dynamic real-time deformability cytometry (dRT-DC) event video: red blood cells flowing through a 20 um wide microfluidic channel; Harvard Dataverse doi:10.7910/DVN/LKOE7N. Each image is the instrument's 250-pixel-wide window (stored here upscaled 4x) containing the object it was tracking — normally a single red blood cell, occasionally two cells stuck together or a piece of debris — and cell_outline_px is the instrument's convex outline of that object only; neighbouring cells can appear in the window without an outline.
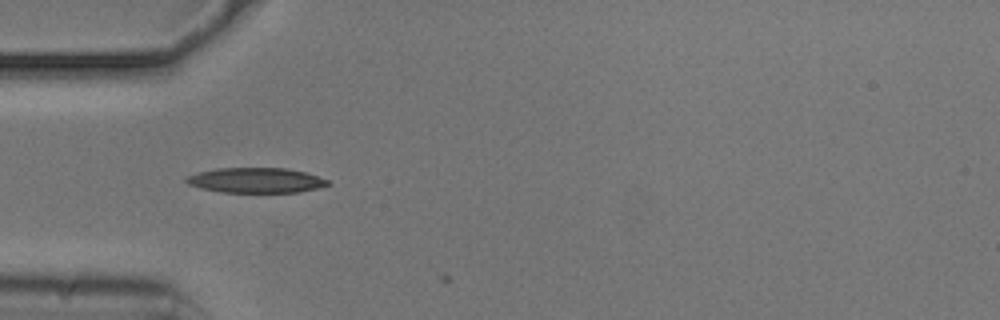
{"species": "common noctule bat (a hibernating species)", "species_latin": "Nyctalus noctula", "temperature_condition": "cold", "stored_images_in_passage": 2, "camera_frame_rate_fps": 3000, "um_per_image_px": 0.085, "animal": {"sex": "male", "body_mass_g": 20.5, "forearm_length_mm": 52.5}, "frame": {"image": 1, "passage_image": 1, "time_ms": 0.0, "image_size_px": [1000, 320], "cell_outline_px": [[332, 184], [300, 192], [224, 192], [200, 188], [188, 184], [184, 180], [188, 176], [200, 172], [216, 168], [288, 168], [304, 172], [328, 180]], "centroid_in_image_um": [21.76, 15.32], "position_along_channel_um": 63.2, "area_um2": 20.52}}